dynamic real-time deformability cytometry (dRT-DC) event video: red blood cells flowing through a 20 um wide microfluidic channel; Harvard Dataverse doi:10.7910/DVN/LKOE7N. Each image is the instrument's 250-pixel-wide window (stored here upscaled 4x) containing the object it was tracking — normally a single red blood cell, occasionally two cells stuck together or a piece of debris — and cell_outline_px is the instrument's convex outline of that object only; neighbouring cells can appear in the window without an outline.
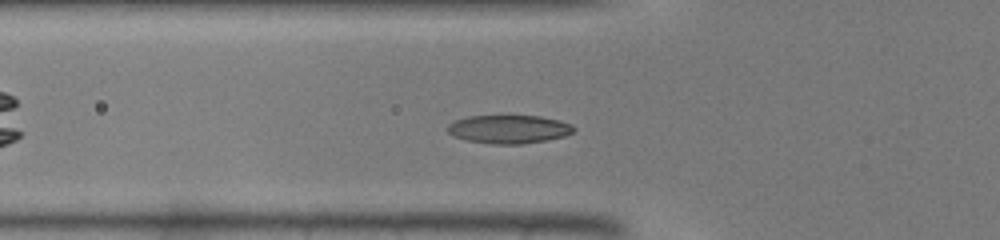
{"species": "common noctule bat (a hibernating species)", "species_latin": "Nyctalus noctula", "temperature_condition": "warm", "stored_images_in_passage": 30, "camera_frame_rate_fps": 3000, "um_per_image_px": 0.085, "animal": {"sex": "male", "body_mass_g": 19.0, "forearm_length_mm": 50.8}, "frame": {"image": 1, "passage_image": 8, "time_ms": 2.333, "image_size_px": [1000, 240], "cell_outline_px": [[576, 128], [572, 132], [564, 136], [544, 140], [520, 144], [492, 144], [468, 140], [456, 136], [448, 132], [448, 124], [456, 120], [468, 116], [540, 116], [560, 120], [572, 124]], "centroid_in_image_um": [43.28, 10.97], "position_along_channel_um": 82.5, "area_um2": 20.63}}
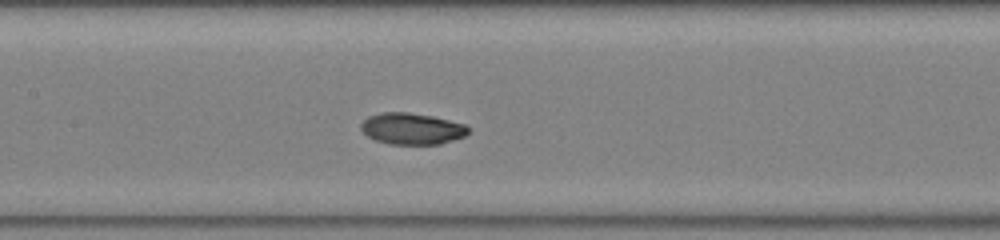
{"frame": {"image": 2, "passage_image": 14, "time_ms": 4.333, "image_size_px": [1000, 240], "cell_outline_px": [[468, 132], [464, 136], [440, 144], [392, 144], [376, 140], [368, 136], [360, 128], [360, 124], [368, 116], [384, 112], [408, 112], [432, 116], [464, 124], [468, 128]], "centroid_in_image_um": [34.99, 10.93], "position_along_channel_um": 172.4, "area_um2": 19.42}}
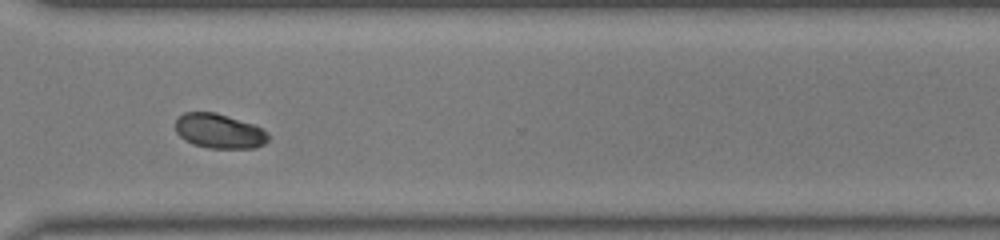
{"frame": {"image": 3, "passage_image": 26, "time_ms": 8.333, "image_size_px": [1000, 240], "cell_outline_px": [[268, 140], [264, 144], [256, 148], [208, 148], [192, 144], [184, 140], [176, 132], [176, 120], [184, 112], [216, 112], [252, 124], [268, 132]], "centroid_in_image_um": [18.62, 11.15], "position_along_channel_um": 352.0, "area_um2": 18.73}}